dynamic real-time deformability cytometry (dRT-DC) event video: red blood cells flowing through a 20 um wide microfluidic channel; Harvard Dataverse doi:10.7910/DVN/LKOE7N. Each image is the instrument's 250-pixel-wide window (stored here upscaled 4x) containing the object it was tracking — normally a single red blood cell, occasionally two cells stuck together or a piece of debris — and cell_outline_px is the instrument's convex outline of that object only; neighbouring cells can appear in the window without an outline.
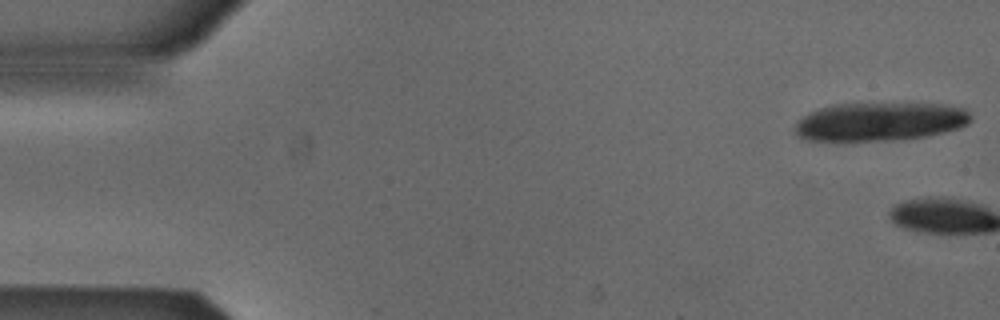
{"species": "Egyptian fruit bat (a non-hibernating species)", "species_latin": "Rousettus aegyptiacus", "temperature_condition": "cold", "stored_images_in_passage": 8, "camera_frame_rate_fps": 3000, "um_per_image_px": 0.085, "animal": {"sex": "male"}, "frame": {"image": 1, "passage_image": 1, "time_ms": 0.0, "image_size_px": [1000, 320], "cell_outline_px": [[972, 120], [968, 124], [960, 128], [928, 136], [892, 140], [844, 144], [808, 140], [800, 136], [796, 132], [796, 120], [808, 112], [832, 104], [944, 104], [964, 108], [972, 116]], "centroid_in_image_um": [74.74, 10.38], "position_along_channel_um": 10.3, "area_um2": 40.52}}
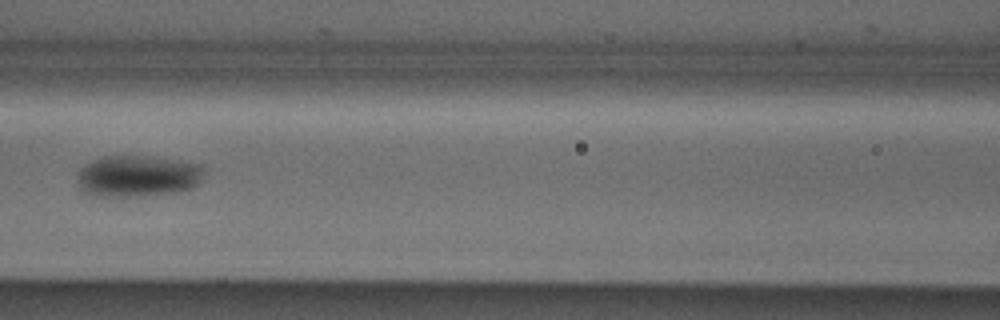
{"frame": {"image": 2, "passage_image": 7, "time_ms": 2.0, "image_size_px": [1000, 320], "cell_outline_px": [[204, 168], [200, 184], [192, 188], [176, 192], [144, 196], [92, 196], [84, 192], [76, 184], [76, 176], [80, 168], [84, 164], [104, 156], [148, 156], [176, 160], [200, 164]], "centroid_in_image_um": [11.67, 14.97], "position_along_channel_um": 154.9, "area_um2": 31.04}}
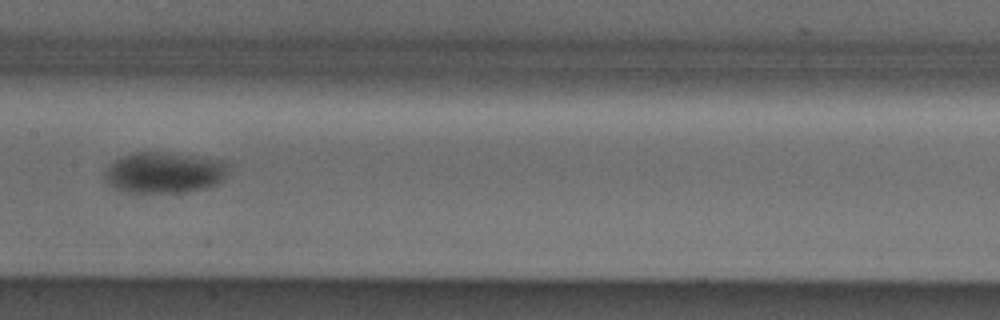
{"frame": {"image": 3, "passage_image": 8, "time_ms": 2.333, "image_size_px": [1000, 320], "cell_outline_px": [[228, 176], [220, 184], [204, 188], [176, 192], [136, 196], [120, 192], [104, 180], [104, 172], [116, 160], [124, 156], [136, 152], [156, 152], [224, 160], [228, 164]], "centroid_in_image_um": [13.95, 14.73], "position_along_channel_um": 193.5, "area_um2": 30.17}}